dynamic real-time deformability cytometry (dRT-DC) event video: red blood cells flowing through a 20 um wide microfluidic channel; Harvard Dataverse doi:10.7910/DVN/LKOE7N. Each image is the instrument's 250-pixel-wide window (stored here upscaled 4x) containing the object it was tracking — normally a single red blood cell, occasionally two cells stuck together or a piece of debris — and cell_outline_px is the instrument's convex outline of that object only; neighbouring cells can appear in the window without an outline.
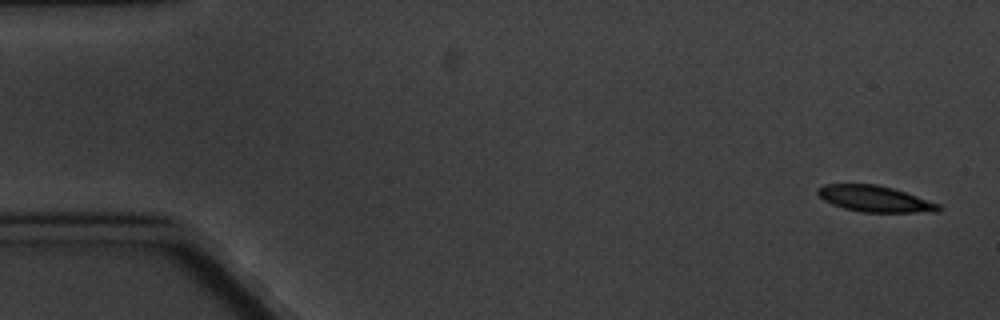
{"species": "common noctule bat (a hibernating species)", "species_latin": "Nyctalus noctula", "temperature_condition": "cold", "stored_images_in_passage": 10, "camera_frame_rate_fps": 3000, "um_per_image_px": 0.085, "animal": {"sex": "male", "body_mass_g": 20.1, "forearm_length_mm": 53.5}, "frame": {"image": 1, "passage_image": 1, "time_ms": 0.0, "image_size_px": [1000, 320], "cell_outline_px": [[940, 212], [860, 212], [844, 208], [832, 204], [824, 200], [816, 192], [816, 188], [824, 184], [876, 184], [892, 188], [940, 204]], "centroid_in_image_um": [74.33, 16.9], "position_along_channel_um": 10.7, "area_um2": 18.32}}
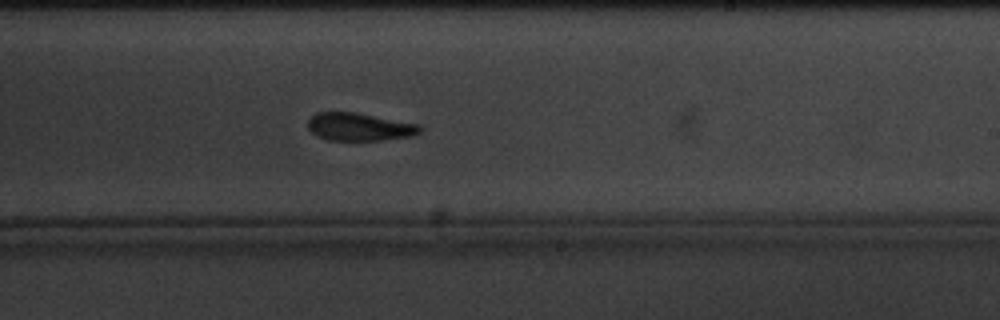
{"frame": {"image": 2, "passage_image": 10, "time_ms": 11.333, "image_size_px": [1000, 320], "cell_outline_px": [[424, 128], [420, 132], [412, 136], [384, 140], [328, 140], [316, 136], [308, 128], [308, 120], [316, 112], [356, 112], [420, 124]], "centroid_in_image_um": [30.57, 10.78], "position_along_channel_um": 258.4, "area_um2": 18.38}}